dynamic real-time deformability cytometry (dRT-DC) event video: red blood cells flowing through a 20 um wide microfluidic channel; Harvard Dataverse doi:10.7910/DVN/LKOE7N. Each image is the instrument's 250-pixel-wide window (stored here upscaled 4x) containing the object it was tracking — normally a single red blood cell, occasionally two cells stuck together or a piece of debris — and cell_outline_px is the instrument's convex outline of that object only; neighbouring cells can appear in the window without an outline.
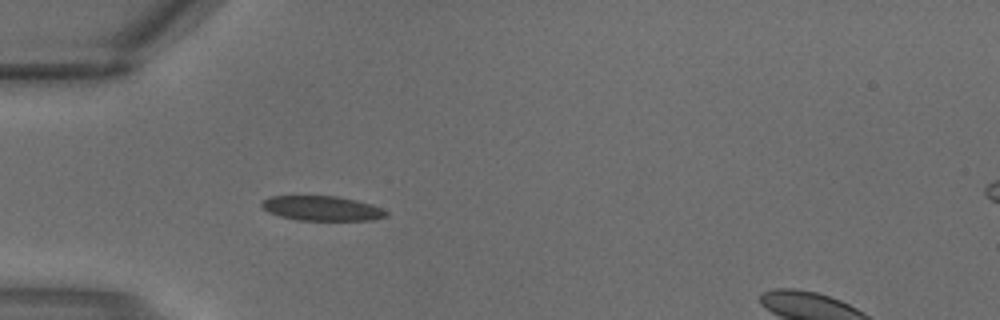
{"species": "common noctule bat (a hibernating species)", "species_latin": "Nyctalus noctula", "temperature_condition": "warm", "stored_images_in_passage": 2, "camera_frame_rate_fps": 3000, "um_per_image_px": 0.085, "animal": {"sex": "male", "body_mass_g": 18.8}, "frame": {"image": 1, "passage_image": 1, "time_ms": 0.0, "image_size_px": [1000, 320], "cell_outline_px": [[388, 216], [372, 220], [296, 220], [280, 216], [268, 212], [260, 204], [260, 200], [268, 196], [336, 196], [356, 200], [372, 204], [388, 212]], "centroid_in_image_um": [27.33, 17.7], "position_along_channel_um": 57.7, "area_um2": 18.03}}